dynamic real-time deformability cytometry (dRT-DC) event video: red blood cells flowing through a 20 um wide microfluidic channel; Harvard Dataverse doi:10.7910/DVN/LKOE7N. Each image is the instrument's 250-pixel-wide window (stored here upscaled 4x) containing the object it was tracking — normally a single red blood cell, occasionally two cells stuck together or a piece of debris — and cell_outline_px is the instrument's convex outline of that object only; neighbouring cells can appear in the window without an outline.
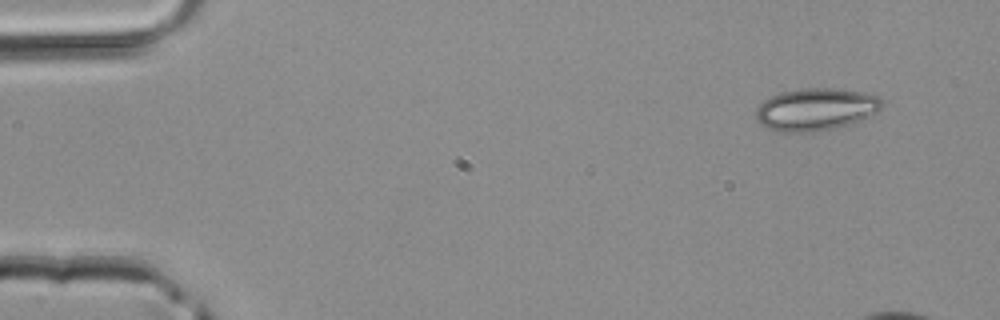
{"species": "common noctule bat (a hibernating species)", "species_latin": "Nyctalus noctula", "temperature_condition": "room temperature", "stored_images_in_passage": 3, "camera_frame_rate_fps": 3000, "um_per_image_px": 0.085, "animal": {"sex": "male", "body_mass_g": 20.4}, "frame": {"image": 1, "passage_image": 1, "time_ms": 0.0, "image_size_px": [1000, 320], "cell_outline_px": [[884, 104], [876, 112], [848, 124], [832, 128], [812, 132], [780, 132], [768, 128], [756, 120], [756, 108], [764, 100], [780, 92], [804, 88], [836, 88], [864, 92], [880, 96], [884, 100]], "centroid_in_image_um": [69.34, 9.28], "position_along_channel_um": 15.7, "area_um2": 31.04}}